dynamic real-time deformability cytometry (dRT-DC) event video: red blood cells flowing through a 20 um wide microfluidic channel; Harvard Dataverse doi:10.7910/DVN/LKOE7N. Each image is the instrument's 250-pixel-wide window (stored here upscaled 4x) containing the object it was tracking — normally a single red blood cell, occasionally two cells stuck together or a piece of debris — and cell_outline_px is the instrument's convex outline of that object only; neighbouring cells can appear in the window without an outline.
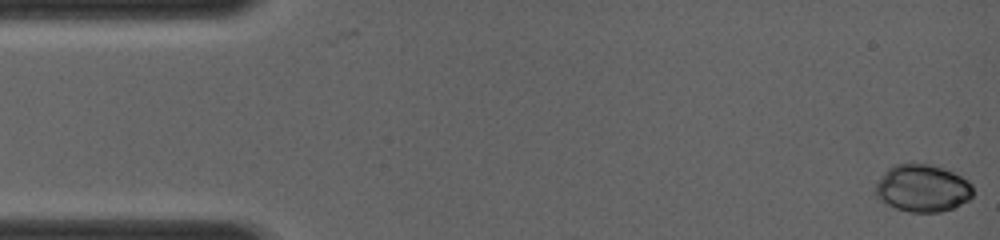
{"species": "common noctule bat (a hibernating species)", "species_latin": "Nyctalus noctula", "temperature_condition": "room temperature", "stored_images_in_passage": 47, "camera_frame_rate_fps": 4000, "um_per_image_px": 0.085, "animal": {"sex": "female", "body_mass_g": 19.0, "forearm_length_mm": 56.7}, "frame": {"image": 1, "passage_image": 1, "time_ms": 0.0, "image_size_px": [1000, 240], "cell_outline_px": [[972, 196], [968, 200], [952, 208], [940, 212], [908, 212], [896, 208], [880, 200], [872, 192], [876, 184], [884, 172], [888, 168], [896, 164], [928, 164], [944, 168], [968, 180], [972, 184]], "centroid_in_image_um": [78.38, 16.0], "position_along_channel_um": 6.6, "area_um2": 26.88}}
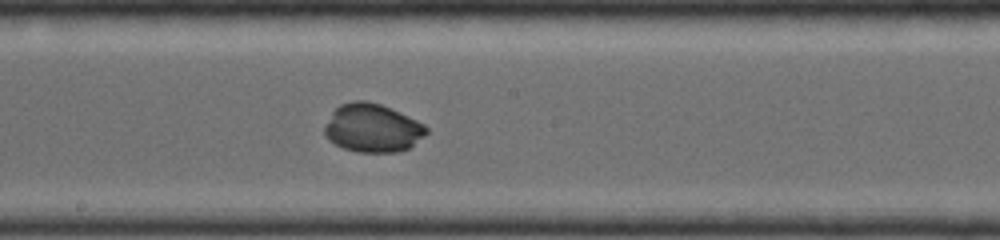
{"frame": {"image": 2, "passage_image": 29, "time_ms": 7.0, "image_size_px": [1000, 240], "cell_outline_px": [[428, 132], [424, 136], [408, 148], [400, 152], [356, 152], [344, 148], [328, 140], [324, 132], [324, 128], [332, 112], [340, 104], [352, 100], [364, 100], [380, 104], [416, 120], [424, 124], [428, 128]], "centroid_in_image_um": [31.65, 10.88], "position_along_channel_um": 216.6, "area_um2": 28.55}}
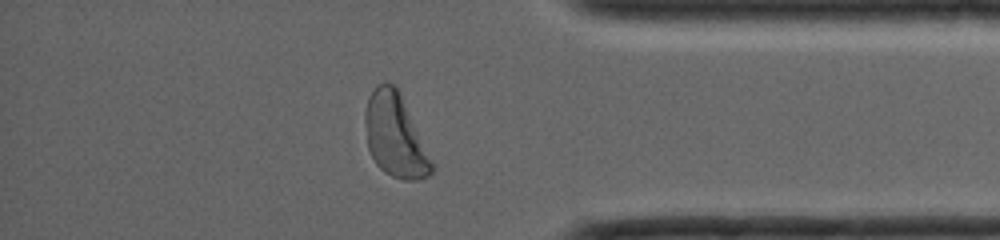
{"frame": {"image": 3, "passage_image": 45, "time_ms": 11.0, "image_size_px": [1000, 240], "cell_outline_px": [[436, 168], [428, 176], [416, 180], [404, 180], [392, 176], [384, 172], [376, 164], [368, 148], [364, 120], [364, 112], [368, 96], [380, 84], [396, 84], [400, 92]], "centroid_in_image_um": [33.59, 11.55], "position_along_channel_um": 401.6, "area_um2": 32.19}}